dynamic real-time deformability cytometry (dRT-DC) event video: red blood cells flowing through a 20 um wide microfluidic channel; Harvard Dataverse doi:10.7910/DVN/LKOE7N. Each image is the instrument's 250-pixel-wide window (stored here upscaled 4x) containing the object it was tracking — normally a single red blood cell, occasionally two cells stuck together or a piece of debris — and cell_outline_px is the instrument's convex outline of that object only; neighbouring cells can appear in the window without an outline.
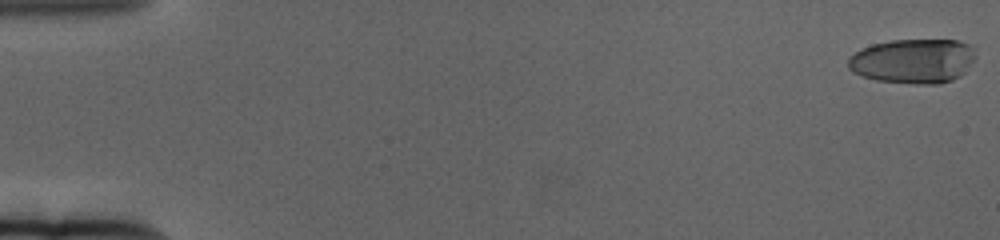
{"species": "human", "species_latin": "Homo sapiens", "temperature_condition": "cold", "stored_images_in_passage": 62, "camera_frame_rate_fps": 3000, "um_per_image_px": 0.085, "donor": {"sex": "female"}, "frame": {"image": 1, "passage_image": 1, "time_ms": 0.0, "image_size_px": [1000, 240], "cell_outline_px": [[976, 56], [964, 72], [960, 76], [952, 80], [940, 84], [916, 84], [876, 80], [852, 72], [848, 68], [848, 56], [872, 44], [892, 40], [956, 40], [968, 44], [972, 48]], "centroid_in_image_um": [77.6, 5.19], "position_along_channel_um": 7.4, "area_um2": 33.06}}
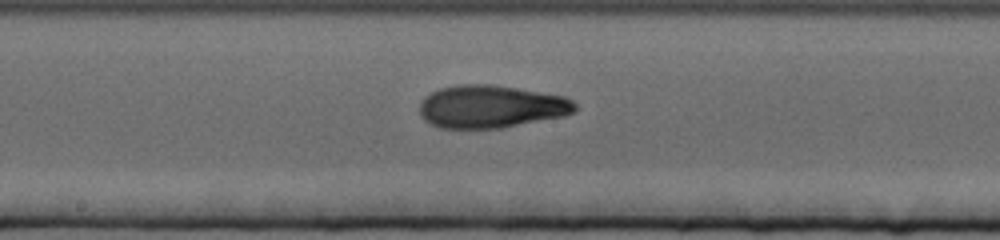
{"frame": {"image": 2, "passage_image": 34, "time_ms": 11.0, "image_size_px": [1000, 240], "cell_outline_px": [[576, 112], [564, 116], [500, 128], [440, 128], [424, 120], [420, 116], [420, 104], [424, 96], [440, 88], [456, 84], [492, 84], [564, 96], [572, 100], [576, 104]], "centroid_in_image_um": [41.73, 9.06], "position_along_channel_um": 206.5, "area_um2": 38.78}}
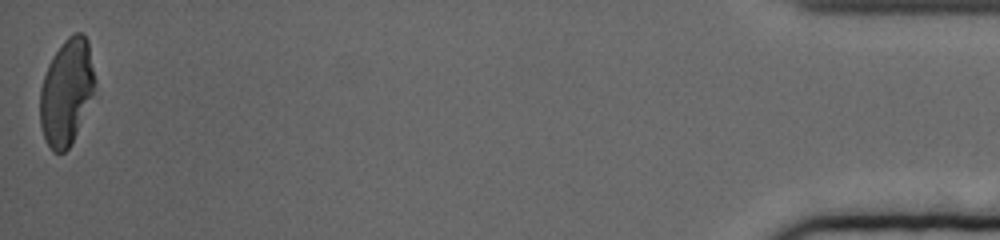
{"frame": {"image": 3, "passage_image": 62, "time_ms": 20.333, "image_size_px": [1000, 240], "cell_outline_px": [[96, 84], [92, 96], [72, 144], [64, 152], [52, 152], [44, 136], [40, 124], [40, 88], [48, 64], [52, 56], [64, 40], [68, 36], [76, 32], [84, 32], [88, 40], [96, 80]], "centroid_in_image_um": [5.66, 7.79], "position_along_channel_um": 429.5, "area_um2": 34.04}, "authors_computed_cell_mechanics": {"area_um2": 36.3562, "velocity_mm_per_s": 3.3244, "shape_relaxation_time_tau1_ms": 5.8836, "shape_relaxation_time_tau2_ms": 1.4924, "deformation_change_tau1": 0.2355, "deformation_change_tau2": 0.087}}